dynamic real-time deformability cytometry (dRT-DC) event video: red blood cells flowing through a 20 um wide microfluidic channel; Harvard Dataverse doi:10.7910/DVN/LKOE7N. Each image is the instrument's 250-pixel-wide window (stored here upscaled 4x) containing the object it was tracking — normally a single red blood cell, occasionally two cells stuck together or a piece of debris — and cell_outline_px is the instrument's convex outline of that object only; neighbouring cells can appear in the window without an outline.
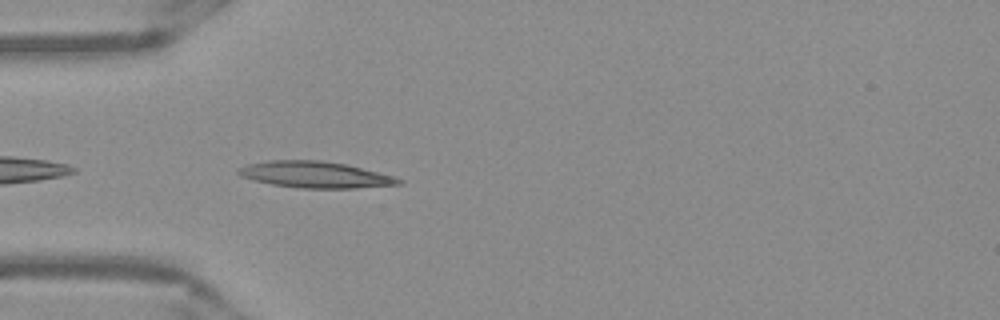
{"species": "Egyptian fruit bat (a non-hibernating species)", "species_latin": "Rousettus aegyptiacus", "temperature_condition": "warm", "stored_images_in_passage": 7, "camera_frame_rate_fps": 3000, "um_per_image_px": 0.085, "frame": {"image": 1, "passage_image": 2, "time_ms": 0.333, "image_size_px": [1000, 320], "cell_outline_px": [[404, 184], [356, 188], [300, 188], [272, 184], [252, 180], [240, 176], [236, 172], [236, 168], [248, 164], [268, 160], [320, 160], [344, 164], [392, 176], [404, 180]], "centroid_in_image_um": [26.74, 14.85], "position_along_channel_um": 58.3, "area_um2": 24.57}}